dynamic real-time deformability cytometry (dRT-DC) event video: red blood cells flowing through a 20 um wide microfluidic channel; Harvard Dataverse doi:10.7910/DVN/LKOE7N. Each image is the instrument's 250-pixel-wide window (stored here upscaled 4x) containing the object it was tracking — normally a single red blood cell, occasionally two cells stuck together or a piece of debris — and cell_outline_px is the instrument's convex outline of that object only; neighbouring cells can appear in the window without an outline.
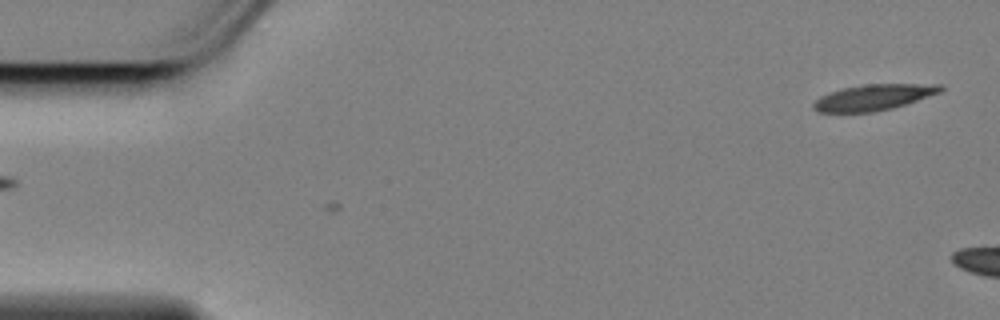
{"species": "Egyptian fruit bat (a non-hibernating species)", "species_latin": "Rousettus aegyptiacus", "temperature_condition": "cold", "stored_images_in_passage": 4, "camera_frame_rate_fps": 3000, "um_per_image_px": 0.085, "animal": {"sex": "female"}, "frame": {"image": 1, "passage_image": 1, "time_ms": 0.0, "image_size_px": [1000, 320], "cell_outline_px": [[944, 88], [940, 92], [892, 108], [872, 112], [816, 112], [812, 108], [812, 104], [820, 96], [828, 92], [844, 88], [864, 84], [940, 84]], "centroid_in_image_um": [74.2, 8.27], "position_along_channel_um": 10.8, "area_um2": 19.02}}